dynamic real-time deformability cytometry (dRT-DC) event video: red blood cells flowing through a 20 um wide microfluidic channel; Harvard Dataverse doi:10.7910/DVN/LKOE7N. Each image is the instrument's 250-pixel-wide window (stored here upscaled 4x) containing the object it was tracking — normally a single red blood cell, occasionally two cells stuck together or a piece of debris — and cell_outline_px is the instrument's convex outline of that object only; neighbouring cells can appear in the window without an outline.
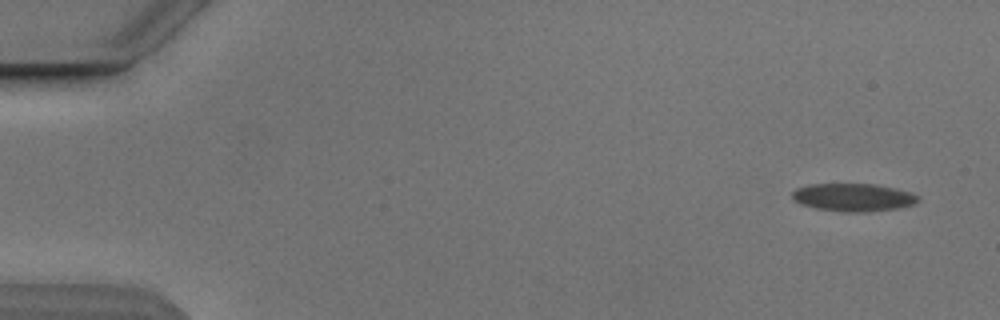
{"species": "Egyptian fruit bat (a non-hibernating species)", "species_latin": "Rousettus aegyptiacus", "temperature_condition": "cold", "stored_images_in_passage": 5, "camera_frame_rate_fps": 3000, "um_per_image_px": 0.085, "animal": {"sex": "male"}, "frame": {"image": 1, "passage_image": 1, "time_ms": 0.0, "image_size_px": [1000, 320], "cell_outline_px": [[920, 200], [912, 204], [896, 208], [868, 212], [844, 212], [816, 208], [800, 204], [792, 200], [792, 192], [796, 188], [808, 184], [876, 184], [896, 188], [912, 192], [920, 196]], "centroid_in_image_um": [72.52, 16.77], "position_along_channel_um": 12.5, "area_um2": 20.63}}